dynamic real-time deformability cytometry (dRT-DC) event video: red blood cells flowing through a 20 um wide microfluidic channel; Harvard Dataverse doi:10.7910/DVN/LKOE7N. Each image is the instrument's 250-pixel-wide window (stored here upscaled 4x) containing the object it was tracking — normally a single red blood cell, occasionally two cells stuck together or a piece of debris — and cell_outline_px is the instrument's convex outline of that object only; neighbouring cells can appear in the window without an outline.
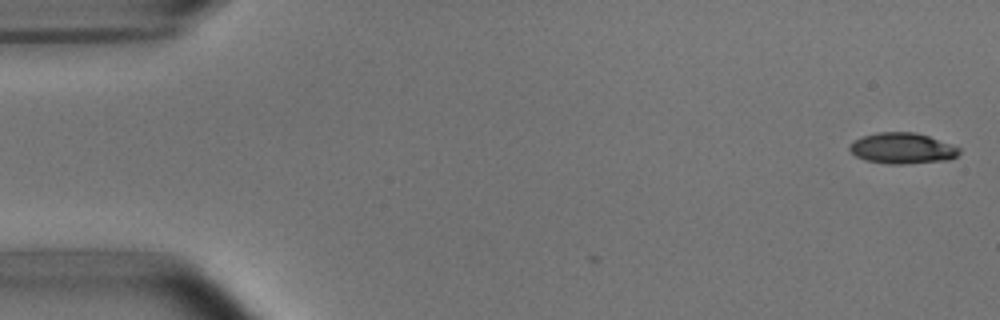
{"species": "common noctule bat (a hibernating species)", "species_latin": "Nyctalus noctula", "temperature_condition": "room temperature", "stored_images_in_passage": 2, "camera_frame_rate_fps": 3000, "um_per_image_px": 0.085, "animal": {"sex": "male", "body_mass_g": 15.6}, "frame": {"image": 1, "passage_image": 2, "time_ms": 0.333, "image_size_px": [1000, 320], "cell_outline_px": [[960, 152], [956, 156], [948, 160], [908, 164], [888, 164], [864, 160], [856, 156], [848, 148], [848, 144], [852, 140], [876, 132], [916, 132], [928, 136], [960, 148]], "centroid_in_image_um": [76.65, 12.61], "position_along_channel_um": 8.4, "area_um2": 19.83}}